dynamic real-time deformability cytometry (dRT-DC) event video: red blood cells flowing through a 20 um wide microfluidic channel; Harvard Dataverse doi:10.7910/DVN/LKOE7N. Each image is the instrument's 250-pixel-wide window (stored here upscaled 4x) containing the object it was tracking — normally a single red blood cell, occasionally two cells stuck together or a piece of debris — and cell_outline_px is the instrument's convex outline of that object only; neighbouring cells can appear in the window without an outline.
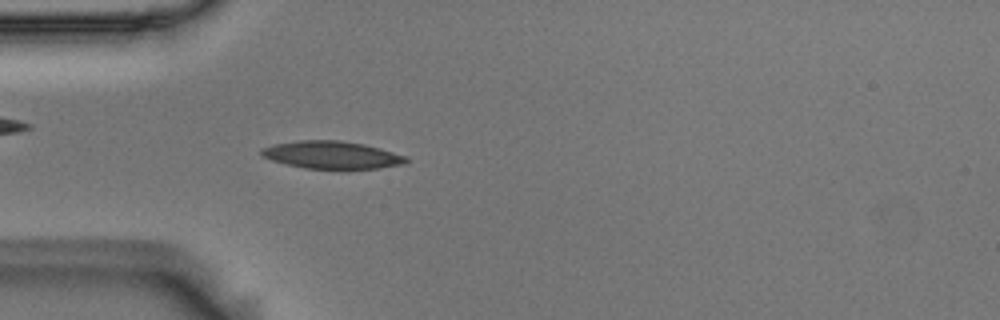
{"species": "Egyptian fruit bat (a non-hibernating species)", "species_latin": "Rousettus aegyptiacus", "temperature_condition": "room temperature", "stored_images_in_passage": 41, "camera_frame_rate_fps": 3000, "um_per_image_px": 0.085, "animal": {"sex": "male"}, "frame": {"image": 1, "passage_image": 2, "time_ms": 0.333, "image_size_px": [1000, 320], "cell_outline_px": [[408, 160], [404, 164], [380, 168], [304, 168], [272, 160], [260, 156], [260, 148], [272, 144], [300, 140], [340, 140], [364, 144], [380, 148], [408, 156]], "centroid_in_image_um": [28.19, 13.15], "position_along_channel_um": 56.8, "area_um2": 23.24}}
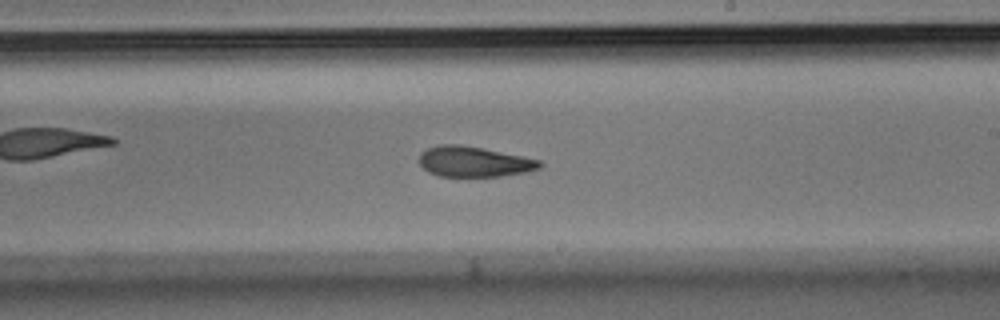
{"frame": {"image": 2, "passage_image": 18, "time_ms": 5.667, "image_size_px": [1000, 320], "cell_outline_px": [[544, 164], [540, 168], [528, 172], [500, 176], [440, 176], [428, 172], [420, 164], [420, 152], [428, 148], [440, 144], [460, 144], [484, 148], [540, 160]], "centroid_in_image_um": [40.3, 13.74], "position_along_channel_um": 248.7, "area_um2": 21.39}}
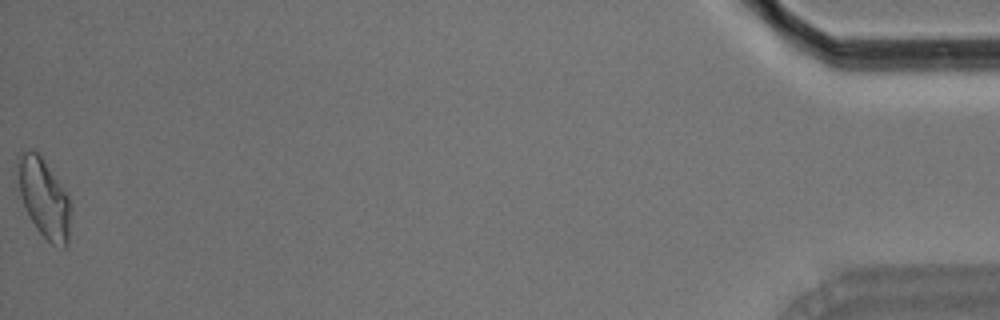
{"frame": {"image": 3, "passage_image": 41, "time_ms": 13.333, "image_size_px": [1000, 320], "cell_outline_px": [[72, 208], [68, 244], [64, 248], [52, 244], [36, 228], [20, 196], [16, 164], [16, 156], [20, 152], [32, 148], [40, 156], [68, 192], [72, 204]], "centroid_in_image_um": [3.77, 16.81], "position_along_channel_um": 431.4, "area_um2": 24.8}, "authors_computed_cell_mechanics": {"area_um2": 22.4842, "velocity_mm_per_s": 3.6685, "shape_relaxation_time_tau1_ms": 6.1676, "shape_relaxation_time_tau2_ms": 5.0905, "deformation_change_tau1": 0.1565, "deformation_change_tau2": 0.1219}}